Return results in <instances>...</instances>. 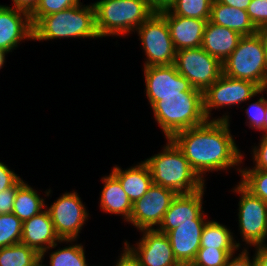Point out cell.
Returning <instances> with one entry per match:
<instances>
[{
  "label": "cell",
  "mask_w": 267,
  "mask_h": 266,
  "mask_svg": "<svg viewBox=\"0 0 267 266\" xmlns=\"http://www.w3.org/2000/svg\"><path fill=\"white\" fill-rule=\"evenodd\" d=\"M239 194L238 226L247 247L265 244L267 239V203L253 196L240 183L233 188ZM249 245V246H248Z\"/></svg>",
  "instance_id": "9"
},
{
  "label": "cell",
  "mask_w": 267,
  "mask_h": 266,
  "mask_svg": "<svg viewBox=\"0 0 267 266\" xmlns=\"http://www.w3.org/2000/svg\"><path fill=\"white\" fill-rule=\"evenodd\" d=\"M75 241L73 239L67 240L66 244L70 242L71 245L69 244V246L50 252V265L46 266H89L86 261L85 248L82 244H77Z\"/></svg>",
  "instance_id": "27"
},
{
  "label": "cell",
  "mask_w": 267,
  "mask_h": 266,
  "mask_svg": "<svg viewBox=\"0 0 267 266\" xmlns=\"http://www.w3.org/2000/svg\"><path fill=\"white\" fill-rule=\"evenodd\" d=\"M12 7L31 14L37 7L39 0H12Z\"/></svg>",
  "instance_id": "40"
},
{
  "label": "cell",
  "mask_w": 267,
  "mask_h": 266,
  "mask_svg": "<svg viewBox=\"0 0 267 266\" xmlns=\"http://www.w3.org/2000/svg\"><path fill=\"white\" fill-rule=\"evenodd\" d=\"M43 263V260H40L36 266H46V264H42Z\"/></svg>",
  "instance_id": "48"
},
{
  "label": "cell",
  "mask_w": 267,
  "mask_h": 266,
  "mask_svg": "<svg viewBox=\"0 0 267 266\" xmlns=\"http://www.w3.org/2000/svg\"><path fill=\"white\" fill-rule=\"evenodd\" d=\"M255 247V258L257 266H267V244H260Z\"/></svg>",
  "instance_id": "41"
},
{
  "label": "cell",
  "mask_w": 267,
  "mask_h": 266,
  "mask_svg": "<svg viewBox=\"0 0 267 266\" xmlns=\"http://www.w3.org/2000/svg\"><path fill=\"white\" fill-rule=\"evenodd\" d=\"M22 228L23 222L15 214L0 215V248L20 243Z\"/></svg>",
  "instance_id": "30"
},
{
  "label": "cell",
  "mask_w": 267,
  "mask_h": 266,
  "mask_svg": "<svg viewBox=\"0 0 267 266\" xmlns=\"http://www.w3.org/2000/svg\"><path fill=\"white\" fill-rule=\"evenodd\" d=\"M67 240H60L55 232L49 212L45 209L38 215L23 221L22 237L23 243L34 249L41 255V260L52 248L57 247L58 243H65Z\"/></svg>",
  "instance_id": "17"
},
{
  "label": "cell",
  "mask_w": 267,
  "mask_h": 266,
  "mask_svg": "<svg viewBox=\"0 0 267 266\" xmlns=\"http://www.w3.org/2000/svg\"><path fill=\"white\" fill-rule=\"evenodd\" d=\"M247 125L251 129L261 130L265 120V97L262 94L259 100L251 103L246 109Z\"/></svg>",
  "instance_id": "33"
},
{
  "label": "cell",
  "mask_w": 267,
  "mask_h": 266,
  "mask_svg": "<svg viewBox=\"0 0 267 266\" xmlns=\"http://www.w3.org/2000/svg\"><path fill=\"white\" fill-rule=\"evenodd\" d=\"M207 220H193L180 223L166 233L177 262L184 266L192 263L201 247V234Z\"/></svg>",
  "instance_id": "18"
},
{
  "label": "cell",
  "mask_w": 267,
  "mask_h": 266,
  "mask_svg": "<svg viewBox=\"0 0 267 266\" xmlns=\"http://www.w3.org/2000/svg\"><path fill=\"white\" fill-rule=\"evenodd\" d=\"M243 248L238 256H235V253L231 254L225 266H257L255 256L250 259L248 248Z\"/></svg>",
  "instance_id": "37"
},
{
  "label": "cell",
  "mask_w": 267,
  "mask_h": 266,
  "mask_svg": "<svg viewBox=\"0 0 267 266\" xmlns=\"http://www.w3.org/2000/svg\"><path fill=\"white\" fill-rule=\"evenodd\" d=\"M265 120H264V124L263 127L260 131L265 132L264 134H267V99H265Z\"/></svg>",
  "instance_id": "46"
},
{
  "label": "cell",
  "mask_w": 267,
  "mask_h": 266,
  "mask_svg": "<svg viewBox=\"0 0 267 266\" xmlns=\"http://www.w3.org/2000/svg\"><path fill=\"white\" fill-rule=\"evenodd\" d=\"M142 237L134 245L124 243L140 259L142 266H181L174 257L169 239L157 229L140 230Z\"/></svg>",
  "instance_id": "14"
},
{
  "label": "cell",
  "mask_w": 267,
  "mask_h": 266,
  "mask_svg": "<svg viewBox=\"0 0 267 266\" xmlns=\"http://www.w3.org/2000/svg\"><path fill=\"white\" fill-rule=\"evenodd\" d=\"M262 94L261 88L248 80L234 79L222 74L210 87L203 92V109L208 120L211 111L226 106L231 107L252 100Z\"/></svg>",
  "instance_id": "10"
},
{
  "label": "cell",
  "mask_w": 267,
  "mask_h": 266,
  "mask_svg": "<svg viewBox=\"0 0 267 266\" xmlns=\"http://www.w3.org/2000/svg\"><path fill=\"white\" fill-rule=\"evenodd\" d=\"M246 11L256 28L267 24V0H251Z\"/></svg>",
  "instance_id": "34"
},
{
  "label": "cell",
  "mask_w": 267,
  "mask_h": 266,
  "mask_svg": "<svg viewBox=\"0 0 267 266\" xmlns=\"http://www.w3.org/2000/svg\"><path fill=\"white\" fill-rule=\"evenodd\" d=\"M257 34L259 35L267 57V24H264L257 28Z\"/></svg>",
  "instance_id": "44"
},
{
  "label": "cell",
  "mask_w": 267,
  "mask_h": 266,
  "mask_svg": "<svg viewBox=\"0 0 267 266\" xmlns=\"http://www.w3.org/2000/svg\"><path fill=\"white\" fill-rule=\"evenodd\" d=\"M122 251L116 264L113 266H142L140 259L125 243Z\"/></svg>",
  "instance_id": "39"
},
{
  "label": "cell",
  "mask_w": 267,
  "mask_h": 266,
  "mask_svg": "<svg viewBox=\"0 0 267 266\" xmlns=\"http://www.w3.org/2000/svg\"><path fill=\"white\" fill-rule=\"evenodd\" d=\"M136 31L146 56L143 67L175 63L177 51L166 19L159 12H154Z\"/></svg>",
  "instance_id": "7"
},
{
  "label": "cell",
  "mask_w": 267,
  "mask_h": 266,
  "mask_svg": "<svg viewBox=\"0 0 267 266\" xmlns=\"http://www.w3.org/2000/svg\"><path fill=\"white\" fill-rule=\"evenodd\" d=\"M159 13L166 19L176 51L201 46L207 20L173 15L168 9Z\"/></svg>",
  "instance_id": "19"
},
{
  "label": "cell",
  "mask_w": 267,
  "mask_h": 266,
  "mask_svg": "<svg viewBox=\"0 0 267 266\" xmlns=\"http://www.w3.org/2000/svg\"><path fill=\"white\" fill-rule=\"evenodd\" d=\"M174 65L193 88L202 92L223 74L222 62L201 46L178 50Z\"/></svg>",
  "instance_id": "8"
},
{
  "label": "cell",
  "mask_w": 267,
  "mask_h": 266,
  "mask_svg": "<svg viewBox=\"0 0 267 266\" xmlns=\"http://www.w3.org/2000/svg\"><path fill=\"white\" fill-rule=\"evenodd\" d=\"M111 173L119 180L132 203L145 196L153 185L150 169L144 161L124 170L115 165Z\"/></svg>",
  "instance_id": "21"
},
{
  "label": "cell",
  "mask_w": 267,
  "mask_h": 266,
  "mask_svg": "<svg viewBox=\"0 0 267 266\" xmlns=\"http://www.w3.org/2000/svg\"><path fill=\"white\" fill-rule=\"evenodd\" d=\"M233 236L226 225L208 220L202 230L200 248L239 249L242 244L236 242Z\"/></svg>",
  "instance_id": "25"
},
{
  "label": "cell",
  "mask_w": 267,
  "mask_h": 266,
  "mask_svg": "<svg viewBox=\"0 0 267 266\" xmlns=\"http://www.w3.org/2000/svg\"><path fill=\"white\" fill-rule=\"evenodd\" d=\"M175 0H147L149 6L155 11L160 12L168 9Z\"/></svg>",
  "instance_id": "42"
},
{
  "label": "cell",
  "mask_w": 267,
  "mask_h": 266,
  "mask_svg": "<svg viewBox=\"0 0 267 266\" xmlns=\"http://www.w3.org/2000/svg\"><path fill=\"white\" fill-rule=\"evenodd\" d=\"M20 178L14 170L12 171L6 164L0 162V192L11 187Z\"/></svg>",
  "instance_id": "38"
},
{
  "label": "cell",
  "mask_w": 267,
  "mask_h": 266,
  "mask_svg": "<svg viewBox=\"0 0 267 266\" xmlns=\"http://www.w3.org/2000/svg\"><path fill=\"white\" fill-rule=\"evenodd\" d=\"M40 260L41 255L23 243L0 248V266H36Z\"/></svg>",
  "instance_id": "26"
},
{
  "label": "cell",
  "mask_w": 267,
  "mask_h": 266,
  "mask_svg": "<svg viewBox=\"0 0 267 266\" xmlns=\"http://www.w3.org/2000/svg\"><path fill=\"white\" fill-rule=\"evenodd\" d=\"M267 90V79L264 81L262 87H261V92L264 93V91Z\"/></svg>",
  "instance_id": "47"
},
{
  "label": "cell",
  "mask_w": 267,
  "mask_h": 266,
  "mask_svg": "<svg viewBox=\"0 0 267 266\" xmlns=\"http://www.w3.org/2000/svg\"><path fill=\"white\" fill-rule=\"evenodd\" d=\"M78 193L66 192L62 194L46 210L52 219L54 229L60 240H77L89 213L82 203Z\"/></svg>",
  "instance_id": "11"
},
{
  "label": "cell",
  "mask_w": 267,
  "mask_h": 266,
  "mask_svg": "<svg viewBox=\"0 0 267 266\" xmlns=\"http://www.w3.org/2000/svg\"><path fill=\"white\" fill-rule=\"evenodd\" d=\"M166 140L162 151L144 160L153 184L171 189L176 194H190L204 188L205 181L192 169L183 152L171 139Z\"/></svg>",
  "instance_id": "2"
},
{
  "label": "cell",
  "mask_w": 267,
  "mask_h": 266,
  "mask_svg": "<svg viewBox=\"0 0 267 266\" xmlns=\"http://www.w3.org/2000/svg\"><path fill=\"white\" fill-rule=\"evenodd\" d=\"M239 249L200 248L192 262L197 266H225L231 254Z\"/></svg>",
  "instance_id": "31"
},
{
  "label": "cell",
  "mask_w": 267,
  "mask_h": 266,
  "mask_svg": "<svg viewBox=\"0 0 267 266\" xmlns=\"http://www.w3.org/2000/svg\"><path fill=\"white\" fill-rule=\"evenodd\" d=\"M176 195L171 189L153 184L145 196L133 203L128 222L137 230L157 229Z\"/></svg>",
  "instance_id": "12"
},
{
  "label": "cell",
  "mask_w": 267,
  "mask_h": 266,
  "mask_svg": "<svg viewBox=\"0 0 267 266\" xmlns=\"http://www.w3.org/2000/svg\"><path fill=\"white\" fill-rule=\"evenodd\" d=\"M226 114L180 131L171 138L203 181L206 172L228 171L241 166L244 159L233 139L230 117Z\"/></svg>",
  "instance_id": "1"
},
{
  "label": "cell",
  "mask_w": 267,
  "mask_h": 266,
  "mask_svg": "<svg viewBox=\"0 0 267 266\" xmlns=\"http://www.w3.org/2000/svg\"><path fill=\"white\" fill-rule=\"evenodd\" d=\"M222 66L224 75L254 82L261 88L267 79V57L259 35L242 36Z\"/></svg>",
  "instance_id": "6"
},
{
  "label": "cell",
  "mask_w": 267,
  "mask_h": 266,
  "mask_svg": "<svg viewBox=\"0 0 267 266\" xmlns=\"http://www.w3.org/2000/svg\"><path fill=\"white\" fill-rule=\"evenodd\" d=\"M145 93L152 107L161 96L185 95L193 87L182 76L175 65L148 66L144 67Z\"/></svg>",
  "instance_id": "13"
},
{
  "label": "cell",
  "mask_w": 267,
  "mask_h": 266,
  "mask_svg": "<svg viewBox=\"0 0 267 266\" xmlns=\"http://www.w3.org/2000/svg\"><path fill=\"white\" fill-rule=\"evenodd\" d=\"M46 208L44 198H41L37 190L24 182L16 191L12 213L22 222L38 215Z\"/></svg>",
  "instance_id": "24"
},
{
  "label": "cell",
  "mask_w": 267,
  "mask_h": 266,
  "mask_svg": "<svg viewBox=\"0 0 267 266\" xmlns=\"http://www.w3.org/2000/svg\"><path fill=\"white\" fill-rule=\"evenodd\" d=\"M242 35L227 27L216 25L208 20L201 47L222 63L236 49Z\"/></svg>",
  "instance_id": "20"
},
{
  "label": "cell",
  "mask_w": 267,
  "mask_h": 266,
  "mask_svg": "<svg viewBox=\"0 0 267 266\" xmlns=\"http://www.w3.org/2000/svg\"><path fill=\"white\" fill-rule=\"evenodd\" d=\"M209 21L234 30L242 36L257 33V28L246 10L231 7L213 0Z\"/></svg>",
  "instance_id": "23"
},
{
  "label": "cell",
  "mask_w": 267,
  "mask_h": 266,
  "mask_svg": "<svg viewBox=\"0 0 267 266\" xmlns=\"http://www.w3.org/2000/svg\"><path fill=\"white\" fill-rule=\"evenodd\" d=\"M184 266H197V265H194L193 263H189V264H186Z\"/></svg>",
  "instance_id": "49"
},
{
  "label": "cell",
  "mask_w": 267,
  "mask_h": 266,
  "mask_svg": "<svg viewBox=\"0 0 267 266\" xmlns=\"http://www.w3.org/2000/svg\"><path fill=\"white\" fill-rule=\"evenodd\" d=\"M205 189L206 187L190 194H177L172 200L157 230L166 234L170 230L178 227L180 223L192 222L193 220H206L207 215L203 214L205 213L203 210Z\"/></svg>",
  "instance_id": "16"
},
{
  "label": "cell",
  "mask_w": 267,
  "mask_h": 266,
  "mask_svg": "<svg viewBox=\"0 0 267 266\" xmlns=\"http://www.w3.org/2000/svg\"><path fill=\"white\" fill-rule=\"evenodd\" d=\"M253 167L252 169L267 170V134H263L258 146L252 148Z\"/></svg>",
  "instance_id": "36"
},
{
  "label": "cell",
  "mask_w": 267,
  "mask_h": 266,
  "mask_svg": "<svg viewBox=\"0 0 267 266\" xmlns=\"http://www.w3.org/2000/svg\"><path fill=\"white\" fill-rule=\"evenodd\" d=\"M81 4L80 0H39L35 10L30 14L32 25L42 16L60 12Z\"/></svg>",
  "instance_id": "32"
},
{
  "label": "cell",
  "mask_w": 267,
  "mask_h": 266,
  "mask_svg": "<svg viewBox=\"0 0 267 266\" xmlns=\"http://www.w3.org/2000/svg\"><path fill=\"white\" fill-rule=\"evenodd\" d=\"M57 38H100L96 29L95 8L78 4L69 9L42 16L33 25V40Z\"/></svg>",
  "instance_id": "4"
},
{
  "label": "cell",
  "mask_w": 267,
  "mask_h": 266,
  "mask_svg": "<svg viewBox=\"0 0 267 266\" xmlns=\"http://www.w3.org/2000/svg\"><path fill=\"white\" fill-rule=\"evenodd\" d=\"M23 40H33L30 14L10 6L0 5V49L16 50Z\"/></svg>",
  "instance_id": "15"
},
{
  "label": "cell",
  "mask_w": 267,
  "mask_h": 266,
  "mask_svg": "<svg viewBox=\"0 0 267 266\" xmlns=\"http://www.w3.org/2000/svg\"><path fill=\"white\" fill-rule=\"evenodd\" d=\"M24 183L19 178L11 187L0 192V215L12 213L17 189Z\"/></svg>",
  "instance_id": "35"
},
{
  "label": "cell",
  "mask_w": 267,
  "mask_h": 266,
  "mask_svg": "<svg viewBox=\"0 0 267 266\" xmlns=\"http://www.w3.org/2000/svg\"><path fill=\"white\" fill-rule=\"evenodd\" d=\"M93 5L100 38L135 33L155 12L147 0H99Z\"/></svg>",
  "instance_id": "5"
},
{
  "label": "cell",
  "mask_w": 267,
  "mask_h": 266,
  "mask_svg": "<svg viewBox=\"0 0 267 266\" xmlns=\"http://www.w3.org/2000/svg\"><path fill=\"white\" fill-rule=\"evenodd\" d=\"M249 168V169H248ZM240 175V184L253 196L267 203V170L251 169L250 167L236 169Z\"/></svg>",
  "instance_id": "29"
},
{
  "label": "cell",
  "mask_w": 267,
  "mask_h": 266,
  "mask_svg": "<svg viewBox=\"0 0 267 266\" xmlns=\"http://www.w3.org/2000/svg\"><path fill=\"white\" fill-rule=\"evenodd\" d=\"M219 3L239 8L241 10H247L251 0H216Z\"/></svg>",
  "instance_id": "43"
},
{
  "label": "cell",
  "mask_w": 267,
  "mask_h": 266,
  "mask_svg": "<svg viewBox=\"0 0 267 266\" xmlns=\"http://www.w3.org/2000/svg\"><path fill=\"white\" fill-rule=\"evenodd\" d=\"M9 52L0 49V70L4 67V63L6 62L5 60V56L8 54Z\"/></svg>",
  "instance_id": "45"
},
{
  "label": "cell",
  "mask_w": 267,
  "mask_h": 266,
  "mask_svg": "<svg viewBox=\"0 0 267 266\" xmlns=\"http://www.w3.org/2000/svg\"><path fill=\"white\" fill-rule=\"evenodd\" d=\"M213 0H175L168 10L177 16L209 20Z\"/></svg>",
  "instance_id": "28"
},
{
  "label": "cell",
  "mask_w": 267,
  "mask_h": 266,
  "mask_svg": "<svg viewBox=\"0 0 267 266\" xmlns=\"http://www.w3.org/2000/svg\"><path fill=\"white\" fill-rule=\"evenodd\" d=\"M150 108L166 139L208 120L203 109V92L196 88L185 91V95L161 96Z\"/></svg>",
  "instance_id": "3"
},
{
  "label": "cell",
  "mask_w": 267,
  "mask_h": 266,
  "mask_svg": "<svg viewBox=\"0 0 267 266\" xmlns=\"http://www.w3.org/2000/svg\"><path fill=\"white\" fill-rule=\"evenodd\" d=\"M104 187L100 192V209L105 213L122 215L125 222L130 219L133 203L125 193L119 180L110 173L102 177Z\"/></svg>",
  "instance_id": "22"
}]
</instances>
